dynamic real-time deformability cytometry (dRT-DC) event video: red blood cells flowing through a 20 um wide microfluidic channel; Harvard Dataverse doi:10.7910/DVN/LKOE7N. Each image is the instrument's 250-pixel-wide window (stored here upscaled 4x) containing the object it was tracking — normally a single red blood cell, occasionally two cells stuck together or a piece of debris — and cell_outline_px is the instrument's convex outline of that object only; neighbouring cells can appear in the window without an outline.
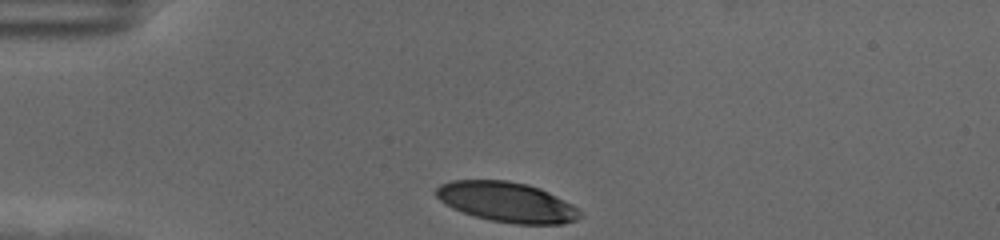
{"species": "human", "species_latin": "Homo sapiens", "temperature_condition": "cold", "stored_images_in_passage": 12, "camera_frame_rate_fps": 3000, "um_per_image_px": 0.085, "donor": {"sex": "female"}, "frame": {"image": 1, "passage_image": 1, "time_ms": 0.0, "image_size_px": [1000, 240], "cell_outline_px": [[584, 216], [576, 220], [564, 224], [516, 224], [488, 220], [452, 208], [444, 204], [436, 196], [436, 188], [440, 184], [452, 180], [508, 180], [528, 184], [540, 188], [572, 204]], "centroid_in_image_um": [43.09, 17.17], "position_along_channel_um": 41.9, "area_um2": 33.64}}
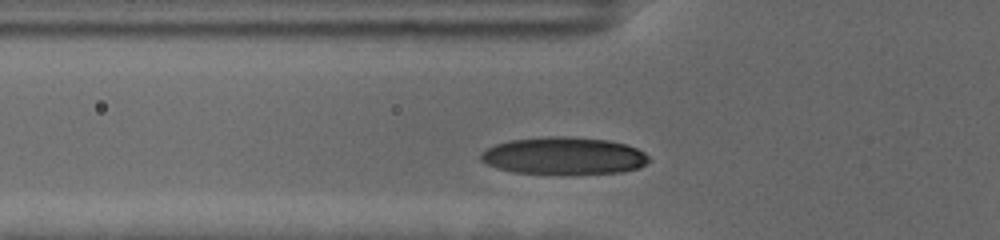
{"frame": {"image": 2, "passage_image": 7, "time_ms": 2.0, "image_size_px": [1000, 240], "cell_outline_px": [[648, 160], [640, 168], [620, 172], [564, 176], [560, 176], [512, 172], [496, 168], [480, 160], [480, 152], [496, 144], [512, 140], [548, 136], [568, 136], [608, 140], [628, 144], [644, 152], [648, 156]], "centroid_in_image_um": [47.92, 13.28], "position_along_channel_um": 77.9, "area_um2": 37.45}}
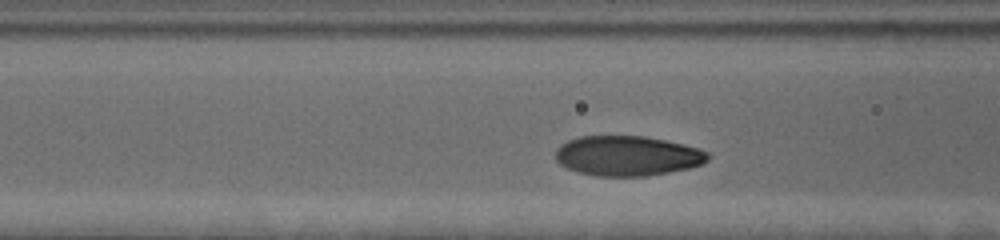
{"frame": {"image": 3, "passage_image": 10, "time_ms": 3.0, "image_size_px": [1000, 240], "cell_outline_px": [[708, 160], [700, 164], [688, 168], [668, 172], [644, 176], [596, 176], [576, 172], [560, 164], [556, 160], [556, 148], [560, 144], [568, 140], [580, 136], [644, 136], [684, 144], [700, 148], [708, 152]], "centroid_in_image_um": [53.3, 13.24], "position_along_channel_um": 113.3, "area_um2": 35.49}}